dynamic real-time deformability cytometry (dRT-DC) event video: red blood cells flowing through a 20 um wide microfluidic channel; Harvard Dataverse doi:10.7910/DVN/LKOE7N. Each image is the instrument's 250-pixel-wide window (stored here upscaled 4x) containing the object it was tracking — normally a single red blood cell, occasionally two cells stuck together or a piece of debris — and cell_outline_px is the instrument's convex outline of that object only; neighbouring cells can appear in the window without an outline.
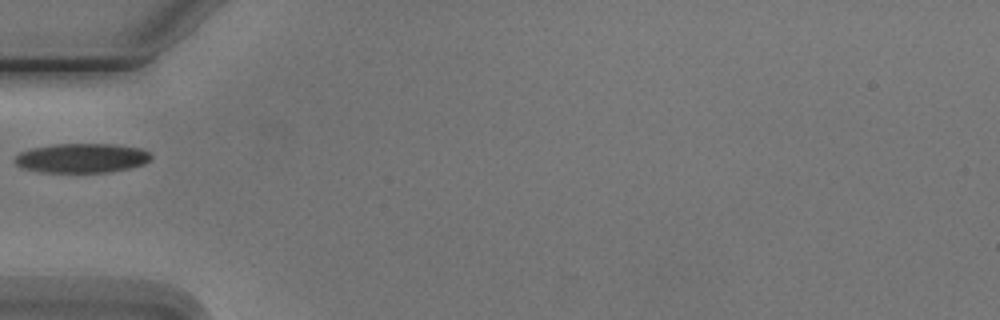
{"species": "Egyptian fruit bat (a non-hibernating species)", "species_latin": "Rousettus aegyptiacus", "temperature_condition": "cold", "stored_images_in_passage": 1, "camera_frame_rate_fps": 3000, "um_per_image_px": 0.085, "animal": {"sex": "male"}, "frame": {"image": 1, "passage_image": 1, "time_ms": 0.0, "image_size_px": [1000, 320], "cell_outline_px": [[152, 156], [144, 164], [128, 168], [108, 172], [40, 172], [20, 168], [16, 164], [16, 156], [20, 152], [32, 148], [56, 144], [112, 144], [140, 148], [148, 152]], "centroid_in_image_um": [6.93, 13.44], "position_along_channel_um": 78.1, "area_um2": 23.18}}